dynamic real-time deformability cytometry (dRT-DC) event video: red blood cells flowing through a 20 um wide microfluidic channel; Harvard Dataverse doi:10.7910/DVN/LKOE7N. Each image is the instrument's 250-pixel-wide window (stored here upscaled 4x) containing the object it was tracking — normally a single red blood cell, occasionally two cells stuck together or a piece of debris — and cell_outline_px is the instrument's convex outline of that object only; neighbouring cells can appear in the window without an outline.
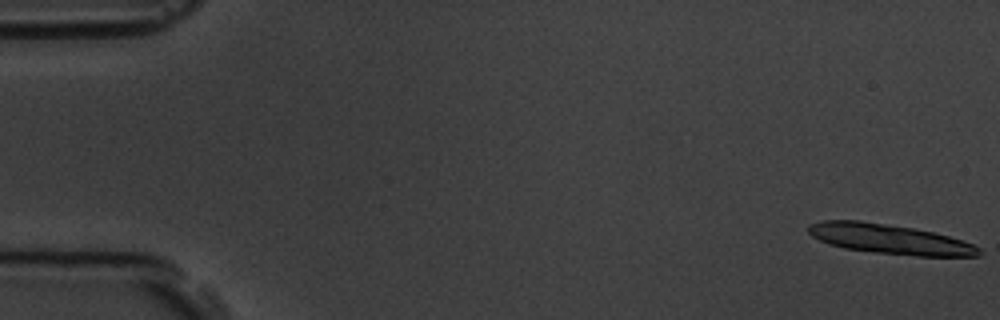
{"species": "common noctule bat (a hibernating species)", "species_latin": "Nyctalus noctula", "temperature_condition": "room temperature", "stored_images_in_passage": 8, "camera_frame_rate_fps": 3000, "um_per_image_px": 0.085, "animal": {"sex": "male", "body_mass_g": 19.5, "forearm_length_mm": 54.6}, "frame": {"image": 1, "passage_image": 1, "time_ms": 0.0, "image_size_px": [1000, 320], "cell_outline_px": [[984, 252], [980, 256], [916, 256], [876, 252], [844, 248], [828, 244], [812, 236], [808, 232], [808, 224], [820, 220], [860, 220], [912, 228], [932, 232], [948, 236], [972, 244], [980, 248]], "centroid_in_image_um": [75.6, 20.32], "position_along_channel_um": 9.4, "area_um2": 29.54}}
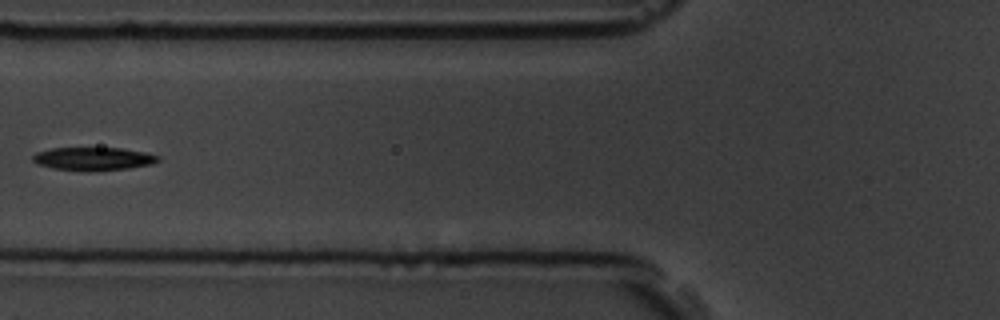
{"frame": {"image": 2, "passage_image": 7, "time_ms": 7.0, "image_size_px": [1000, 320], "cell_outline_px": [[160, 160], [152, 164], [128, 168], [88, 172], [52, 168], [36, 164], [32, 160], [32, 156], [36, 152], [52, 148], [120, 148], [144, 152], [160, 156]], "centroid_in_image_um": [7.9, 13.5], "position_along_channel_um": 117.9, "area_um2": 17.05}}
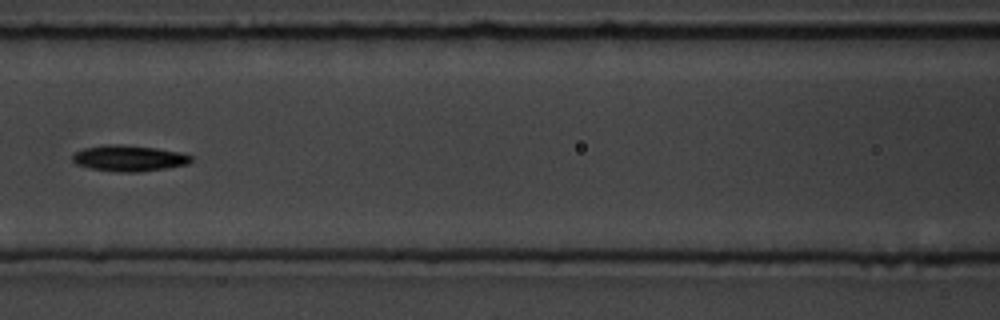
{"frame": {"image": 3, "passage_image": 8, "time_ms": 8.0, "image_size_px": [1000, 320], "cell_outline_px": [[192, 160], [188, 164], [164, 168], [136, 172], [116, 172], [92, 168], [76, 164], [72, 160], [72, 156], [76, 152], [84, 148], [104, 144], [120, 144], [156, 148], [180, 152], [192, 156]], "centroid_in_image_um": [10.95, 13.44], "position_along_channel_um": 155.6, "area_um2": 17.86}}